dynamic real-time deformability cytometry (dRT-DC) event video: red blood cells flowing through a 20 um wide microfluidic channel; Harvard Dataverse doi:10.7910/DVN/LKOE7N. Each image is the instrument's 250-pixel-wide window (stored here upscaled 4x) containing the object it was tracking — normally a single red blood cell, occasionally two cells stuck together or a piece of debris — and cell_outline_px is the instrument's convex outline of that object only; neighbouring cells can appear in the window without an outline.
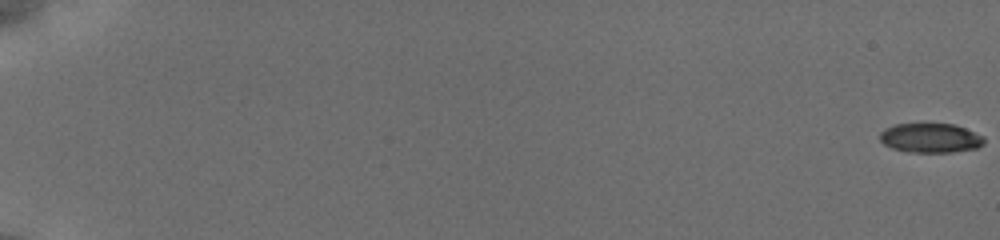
{"species": "common noctule bat (a hibernating species)", "species_latin": "Nyctalus noctula", "temperature_condition": "cold", "stored_images_in_passage": 57, "camera_frame_rate_fps": 3000, "um_per_image_px": 0.085, "animal": {"sex": "female", "body_mass_g": 19.5, "forearm_length_mm": 54.1}, "frame": {"image": 1, "passage_image": 1, "time_ms": 0.0, "image_size_px": [1000, 240], "cell_outline_px": [[984, 144], [976, 148], [952, 152], [908, 152], [892, 148], [884, 144], [880, 140], [880, 132], [884, 128], [896, 124], [956, 124], [984, 136]], "centroid_in_image_um": [79.09, 11.72], "position_along_channel_um": 5.9, "area_um2": 17.92}}
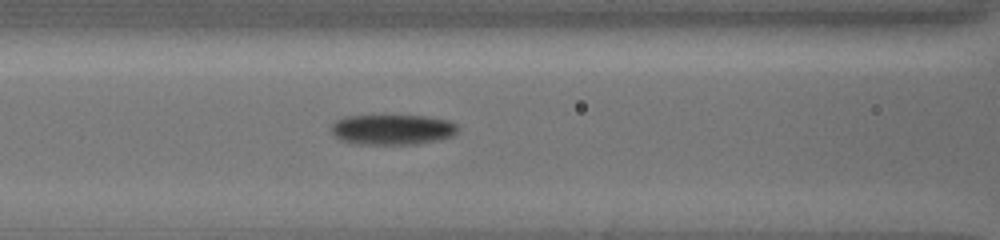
{"frame": {"image": 2, "passage_image": 28, "time_ms": 9.0, "image_size_px": [1000, 240], "cell_outline_px": [[460, 128], [452, 136], [440, 140], [420, 144], [356, 144], [340, 140], [332, 132], [332, 124], [336, 120], [344, 116], [424, 116], [448, 120], [456, 124]], "centroid_in_image_um": [33.38, 11.02], "position_along_channel_um": 133.2, "area_um2": 22.43}}
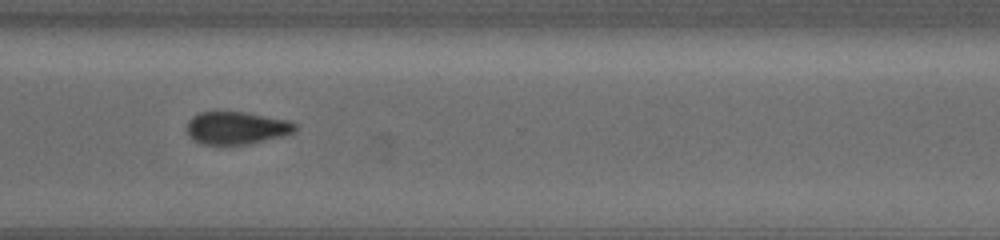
{"frame": {"image": 3, "passage_image": 45, "time_ms": 14.667, "image_size_px": [1000, 240], "cell_outline_px": [[296, 128], [292, 132], [284, 136], [248, 144], [200, 144], [192, 140], [188, 136], [188, 120], [192, 116], [200, 112], [244, 112], [288, 120], [296, 124]], "centroid_in_image_um": [20.08, 10.88], "position_along_channel_um": 350.5, "area_um2": 20.52}, "authors_computed_cell_mechanics": {"area_um2": 20.6346, "velocity_mm_per_s": 3.8371, "shape_relaxation_time_tau1_ms": 2.5453, "shape_relaxation_time_tau2_ms": null, "deformation_change_tau1": 0.091, "deformation_change_tau2": null}}